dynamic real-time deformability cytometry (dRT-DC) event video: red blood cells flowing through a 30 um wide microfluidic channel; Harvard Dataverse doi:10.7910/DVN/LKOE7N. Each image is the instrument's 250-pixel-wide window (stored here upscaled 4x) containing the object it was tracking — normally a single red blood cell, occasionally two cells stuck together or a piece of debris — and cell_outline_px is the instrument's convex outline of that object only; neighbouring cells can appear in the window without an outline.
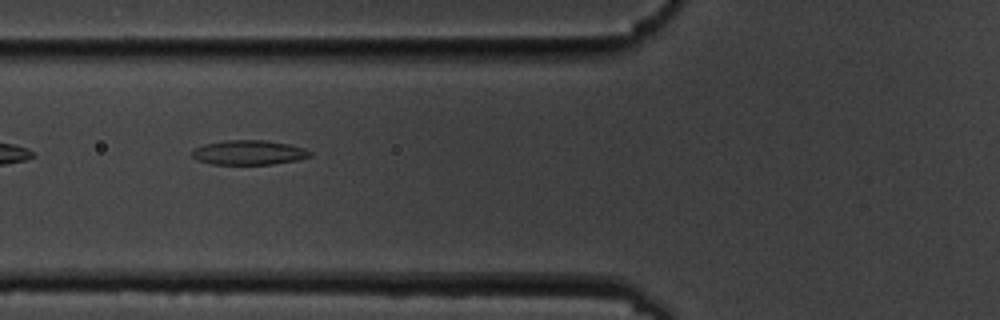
{"species": "common noctule bat (a hibernating species)", "species_latin": "Nyctalus noctula", "temperature_condition": "cold", "stored_images_in_passage": 5, "camera_frame_rate_fps": 3000, "um_per_image_px": 0.085, "animal": {"sex": "male", "body_mass_g": 19.5, "forearm_length_mm": 54.6}, "frame": {"image": 1, "passage_image": 5, "time_ms": 4.667, "image_size_px": [1000, 320], "cell_outline_px": [[312, 156], [296, 160], [272, 164], [212, 164], [196, 160], [192, 156], [192, 152], [196, 148], [204, 144], [228, 140], [264, 140], [288, 144], [304, 148], [312, 152]], "centroid_in_image_um": [21.16, 12.96], "position_along_channel_um": 104.6, "area_um2": 16.76}}